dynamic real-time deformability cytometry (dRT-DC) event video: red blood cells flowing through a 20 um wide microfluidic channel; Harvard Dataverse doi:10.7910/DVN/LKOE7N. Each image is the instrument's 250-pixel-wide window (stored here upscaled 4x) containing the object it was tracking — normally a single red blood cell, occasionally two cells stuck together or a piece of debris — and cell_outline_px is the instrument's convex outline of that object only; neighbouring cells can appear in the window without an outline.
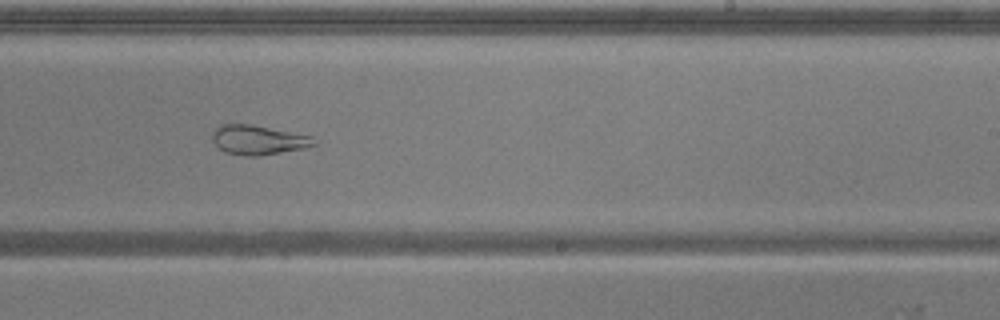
{"species": "common noctule bat (a hibernating species)", "species_latin": "Nyctalus noctula", "temperature_condition": "warm", "stored_images_in_passage": 34, "camera_frame_rate_fps": 3000, "um_per_image_px": 0.085, "animal": {"sex": "male", "body_mass_g": 20.5, "forearm_length_mm": 52.5}, "frame": {"image": 1, "passage_image": 33, "time_ms": 10.667, "image_size_px": [1000, 320], "cell_outline_px": [[316, 144], [300, 148], [280, 152], [256, 156], [244, 156], [224, 152], [212, 140], [212, 132], [220, 124], [252, 124], [312, 136], [316, 140]], "centroid_in_image_um": [21.9, 11.88], "position_along_channel_um": 267.1, "area_um2": 17.28}}